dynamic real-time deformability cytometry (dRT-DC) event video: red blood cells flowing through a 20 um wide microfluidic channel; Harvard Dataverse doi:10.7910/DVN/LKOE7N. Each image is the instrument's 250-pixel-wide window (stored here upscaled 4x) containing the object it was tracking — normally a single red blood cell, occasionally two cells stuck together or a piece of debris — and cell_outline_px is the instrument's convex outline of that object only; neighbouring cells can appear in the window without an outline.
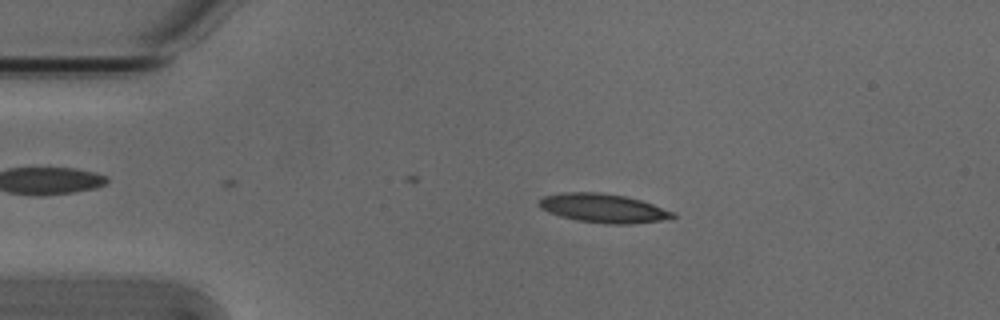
{"species": "Egyptian fruit bat (a non-hibernating species)", "species_latin": "Rousettus aegyptiacus", "temperature_condition": "cold", "stored_images_in_passage": 4, "camera_frame_rate_fps": 3000, "um_per_image_px": 0.085, "animal": {"sex": "male"}, "frame": {"image": 1, "passage_image": 3, "time_ms": 0.667, "image_size_px": [1000, 320], "cell_outline_px": [[676, 216], [660, 220], [628, 224], [608, 224], [576, 220], [560, 216], [548, 212], [540, 208], [536, 204], [544, 196], [564, 192], [600, 192], [624, 196], [640, 200], [676, 212]], "centroid_in_image_um": [51.24, 17.69], "position_along_channel_um": 33.8, "area_um2": 22.43}}